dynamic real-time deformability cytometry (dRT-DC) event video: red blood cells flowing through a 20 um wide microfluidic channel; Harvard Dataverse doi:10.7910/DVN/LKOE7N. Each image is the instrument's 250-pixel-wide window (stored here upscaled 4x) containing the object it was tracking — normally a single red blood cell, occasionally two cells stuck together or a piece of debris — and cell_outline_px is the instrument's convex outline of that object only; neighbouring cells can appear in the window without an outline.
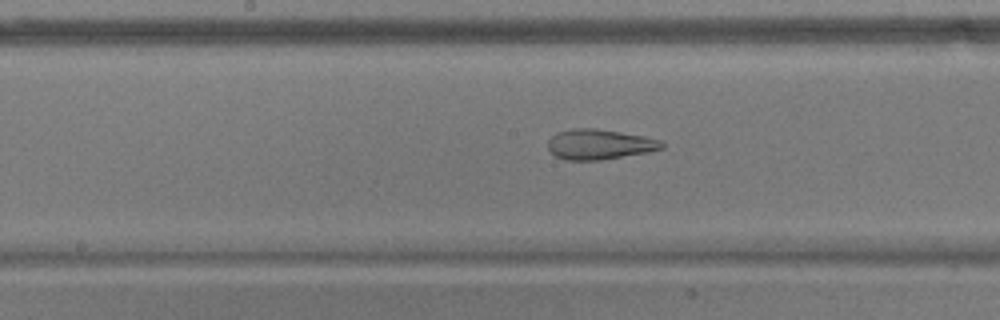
{"species": "common noctule bat (a hibernating species)", "species_latin": "Nyctalus noctula", "temperature_condition": "warm", "stored_images_in_passage": 36, "camera_frame_rate_fps": 3000, "um_per_image_px": 0.085, "animal": {"sex": "male", "body_mass_g": 17.9}, "frame": {"image": 1, "passage_image": 19, "time_ms": 6.0, "image_size_px": [1000, 320], "cell_outline_px": [[664, 148], [648, 152], [600, 160], [564, 160], [556, 156], [548, 148], [548, 140], [556, 132], [572, 128], [592, 128], [620, 132], [644, 136], [660, 140], [664, 144]], "centroid_in_image_um": [50.94, 12.27], "position_along_channel_um": 197.3, "area_um2": 20.0}}
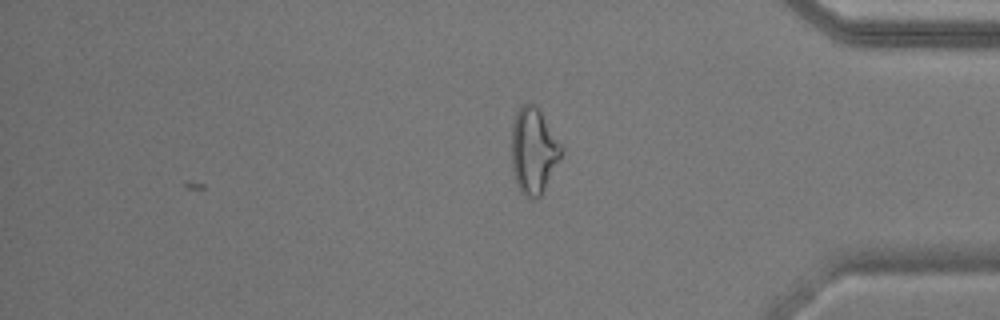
{"frame": {"image": 2, "passage_image": 36, "time_ms": 11.667, "image_size_px": [1000, 320], "cell_outline_px": [[564, 152], [540, 196], [536, 200], [528, 200], [520, 192], [516, 184], [512, 168], [512, 124], [516, 112], [520, 104], [536, 104], [540, 108], [564, 148]], "centroid_in_image_um": [45.36, 12.81], "position_along_channel_um": 389.8, "area_um2": 25.49}, "authors_computed_cell_mechanics": {"area_um2": 20.4323, "velocity_mm_per_s": 3.7634, "shape_relaxation_time_tau1_ms": null, "shape_relaxation_time_tau2_ms": 2.0768, "deformation_change_tau1": null, "deformation_change_tau2": 0.117}}